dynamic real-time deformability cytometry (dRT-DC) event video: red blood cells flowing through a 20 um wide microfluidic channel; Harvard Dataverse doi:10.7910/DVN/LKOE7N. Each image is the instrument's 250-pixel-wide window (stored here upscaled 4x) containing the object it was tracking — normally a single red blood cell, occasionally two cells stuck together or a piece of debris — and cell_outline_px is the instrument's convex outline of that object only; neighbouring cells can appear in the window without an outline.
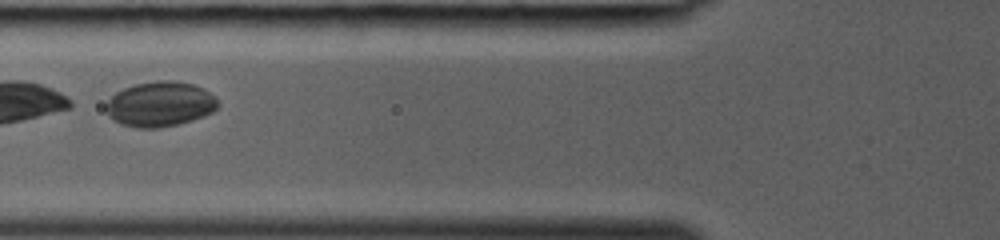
{"species": "common noctule bat (a hibernating species)", "species_latin": "Nyctalus noctula", "temperature_condition": "room temperature", "stored_images_in_passage": 23, "camera_frame_rate_fps": 3000, "um_per_image_px": 0.085, "animal": {"sex": "female", "body_mass_g": 19.0, "forearm_length_mm": 53.3}, "frame": {"image": 1, "passage_image": 10, "time_ms": 3.0, "image_size_px": [1000, 240], "cell_outline_px": [[220, 104], [212, 112], [204, 116], [192, 120], [176, 124], [156, 128], [136, 128], [120, 124], [112, 120], [108, 116], [108, 100], [116, 92], [124, 88], [136, 84], [156, 80], [172, 80], [192, 84], [204, 88], [216, 96]], "centroid_in_image_um": [13.63, 8.85], "position_along_channel_um": 112.2, "area_um2": 29.42}}
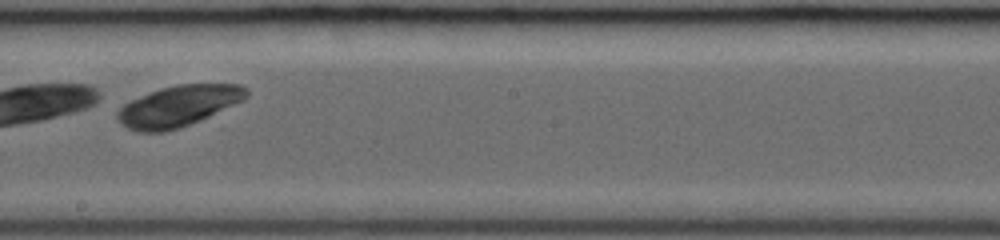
{"frame": {"image": 2, "passage_image": 17, "time_ms": 5.333, "image_size_px": [1000, 240], "cell_outline_px": [[248, 96], [244, 100], [200, 120], [180, 128], [164, 132], [136, 132], [120, 124], [116, 120], [116, 112], [124, 104], [132, 100], [160, 88], [176, 84], [240, 84], [248, 88]], "centroid_in_image_um": [15.16, 9.02], "position_along_channel_um": 233.0, "area_um2": 30.87}}